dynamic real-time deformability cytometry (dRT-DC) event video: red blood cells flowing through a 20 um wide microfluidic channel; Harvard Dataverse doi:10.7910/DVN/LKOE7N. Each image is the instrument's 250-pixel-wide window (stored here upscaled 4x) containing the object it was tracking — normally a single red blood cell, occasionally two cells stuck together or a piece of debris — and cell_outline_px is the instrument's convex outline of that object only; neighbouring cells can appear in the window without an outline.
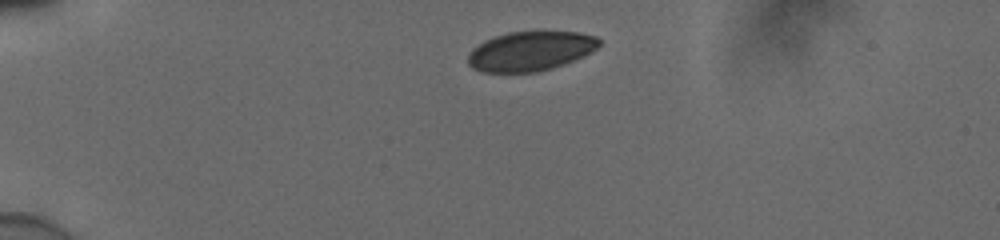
{"species": "human", "species_latin": "Homo sapiens", "temperature_condition": "cold", "stored_images_in_passage": 38, "camera_frame_rate_fps": 3000, "um_per_image_px": 0.085, "donor": {"sex": "male"}, "frame": {"image": 1, "passage_image": 1, "time_ms": 0.0, "image_size_px": [1000, 240], "cell_outline_px": [[600, 44], [596, 48], [564, 64], [552, 68], [536, 72], [484, 72], [472, 68], [468, 64], [468, 52], [472, 48], [484, 40], [492, 36], [508, 32], [536, 28], [580, 32], [596, 36], [600, 40]], "centroid_in_image_um": [45.06, 4.28], "position_along_channel_um": 39.9, "area_um2": 31.1}}
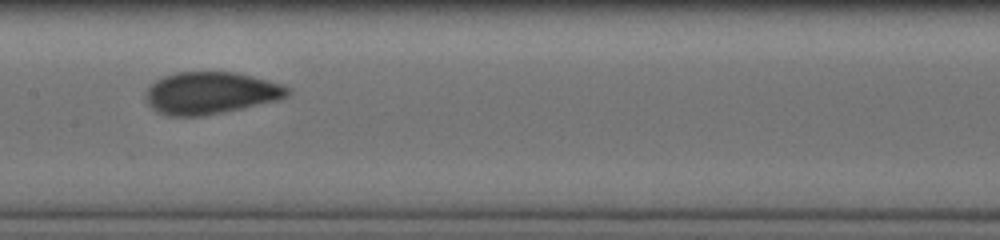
{"frame": {"image": 2, "passage_image": 17, "time_ms": 5.333, "image_size_px": [1000, 240], "cell_outline_px": [[292, 92], [288, 96], [276, 100], [244, 108], [200, 116], [168, 116], [156, 112], [148, 104], [144, 96], [144, 92], [148, 84], [164, 76], [176, 72], [236, 72], [284, 84], [292, 88]], "centroid_in_image_um": [17.88, 7.9], "position_along_channel_um": 189.5, "area_um2": 35.26}}
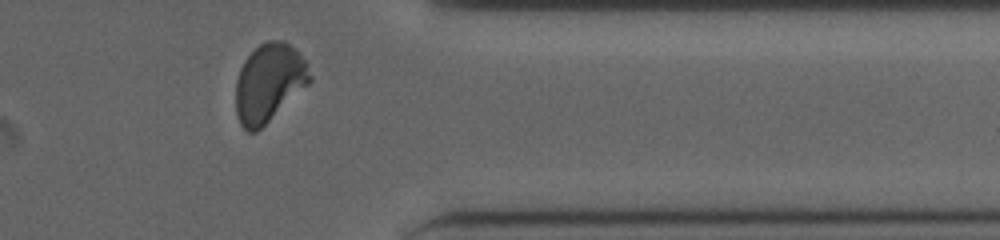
{"frame": {"image": 3, "passage_image": 33, "time_ms": 10.667, "image_size_px": [1000, 240], "cell_outline_px": [[312, 80], [308, 84], [256, 132], [248, 132], [240, 124], [236, 112], [236, 80], [240, 68], [244, 60], [260, 44], [268, 40], [284, 40], [296, 48], [300, 52], [308, 64], [312, 76]], "centroid_in_image_um": [22.87, 7.0], "position_along_channel_um": 388.5, "area_um2": 33.7}, "authors_computed_cell_mechanics": {"area_um2": 33.8708, "velocity_mm_per_s": 3.8627, "shape_relaxation_time_tau1_ms": 7.014, "shape_relaxation_time_tau2_ms": null, "deformation_change_tau1": 0.1507, "deformation_change_tau2": null}}